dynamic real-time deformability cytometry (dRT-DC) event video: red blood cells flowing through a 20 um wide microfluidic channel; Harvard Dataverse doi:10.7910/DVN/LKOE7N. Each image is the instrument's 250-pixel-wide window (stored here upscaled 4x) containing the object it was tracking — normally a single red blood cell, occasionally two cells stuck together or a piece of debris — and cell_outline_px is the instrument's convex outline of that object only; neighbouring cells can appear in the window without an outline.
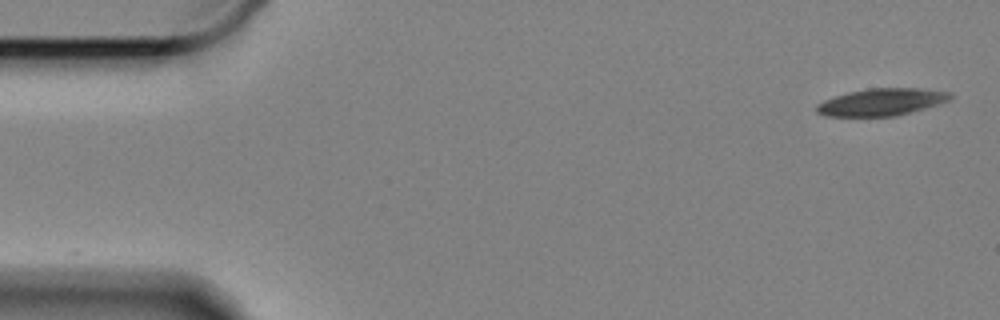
{"species": "Egyptian fruit bat (a non-hibernating species)", "species_latin": "Rousettus aegyptiacus", "temperature_condition": "cold", "stored_images_in_passage": 58, "camera_frame_rate_fps": 3000, "um_per_image_px": 0.085, "animal": {"sex": "female"}, "frame": {"image": 1, "passage_image": 1, "time_ms": 0.0, "image_size_px": [1000, 320], "cell_outline_px": [[952, 100], [940, 104], [896, 116], [824, 116], [816, 112], [816, 104], [824, 100], [848, 92], [868, 88], [920, 88], [952, 92]], "centroid_in_image_um": [74.97, 8.67], "position_along_channel_um": 10.0, "area_um2": 21.33}}
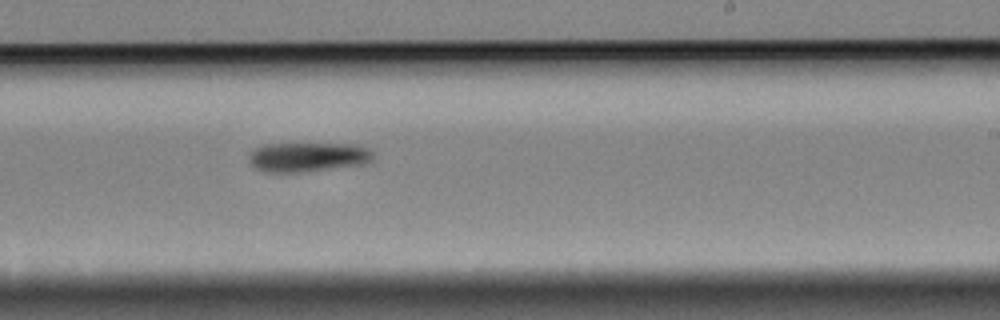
{"frame": {"image": 2, "passage_image": 34, "time_ms": 11.0, "image_size_px": [1000, 320], "cell_outline_px": [[372, 160], [368, 164], [300, 172], [264, 172], [256, 168], [248, 160], [248, 156], [256, 148], [264, 144], [356, 144], [368, 148], [372, 152]], "centroid_in_image_um": [26.19, 13.35], "position_along_channel_um": 262.8, "area_um2": 21.33}}
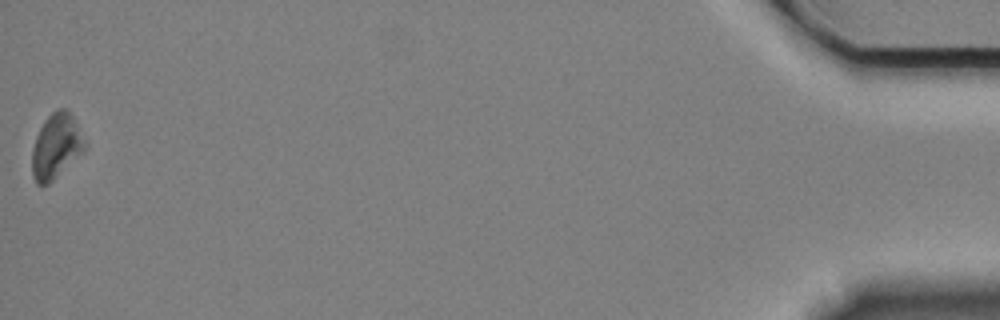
{"frame": {"image": 3, "passage_image": 58, "time_ms": 19.0, "image_size_px": [1000, 320], "cell_outline_px": [[88, 148], [84, 152], [48, 184], [36, 184], [32, 176], [32, 152], [36, 136], [44, 120], [56, 108], [68, 108], [88, 144]], "centroid_in_image_um": [4.8, 12.41], "position_along_channel_um": 430.4, "area_um2": 20.17}, "authors_computed_cell_mechanics": {"area_um2": 21.2993, "velocity_mm_per_s": 3.3227, "shape_relaxation_time_tau1_ms": 2.2928, "shape_relaxation_time_tau2_ms": null, "deformation_change_tau1": 0.0963, "deformation_change_tau2": null}}